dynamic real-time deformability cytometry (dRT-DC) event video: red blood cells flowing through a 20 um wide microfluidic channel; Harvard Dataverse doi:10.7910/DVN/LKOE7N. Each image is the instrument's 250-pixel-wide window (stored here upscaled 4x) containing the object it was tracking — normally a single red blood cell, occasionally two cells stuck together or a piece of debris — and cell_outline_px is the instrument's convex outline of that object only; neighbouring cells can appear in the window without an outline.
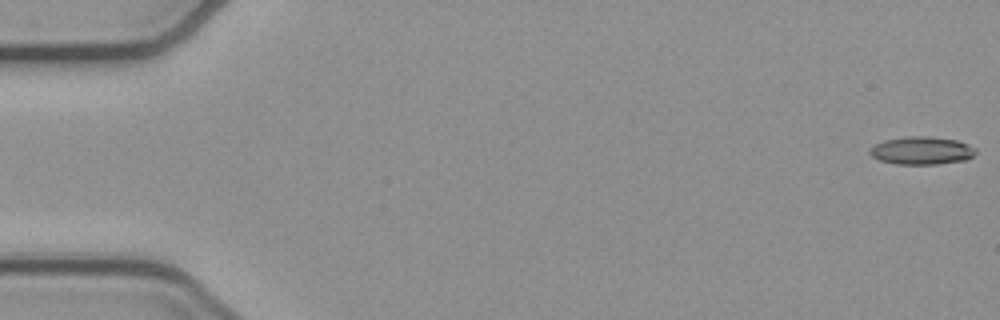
{"species": "common noctule bat (a hibernating species)", "species_latin": "Nyctalus noctula", "temperature_condition": "cold", "stored_images_in_passage": 6, "camera_frame_rate_fps": 3000, "um_per_image_px": 0.085, "animal": {"sex": "female", "body_mass_g": 21.9}, "frame": {"image": 1, "passage_image": 1, "time_ms": 0.0, "image_size_px": [1000, 320], "cell_outline_px": [[976, 152], [972, 156], [964, 160], [936, 164], [896, 164], [880, 160], [872, 156], [868, 152], [876, 144], [884, 140], [908, 136], [924, 136], [956, 140], [968, 144], [976, 148]], "centroid_in_image_um": [78.34, 12.8], "position_along_channel_um": 6.7, "area_um2": 16.99}}